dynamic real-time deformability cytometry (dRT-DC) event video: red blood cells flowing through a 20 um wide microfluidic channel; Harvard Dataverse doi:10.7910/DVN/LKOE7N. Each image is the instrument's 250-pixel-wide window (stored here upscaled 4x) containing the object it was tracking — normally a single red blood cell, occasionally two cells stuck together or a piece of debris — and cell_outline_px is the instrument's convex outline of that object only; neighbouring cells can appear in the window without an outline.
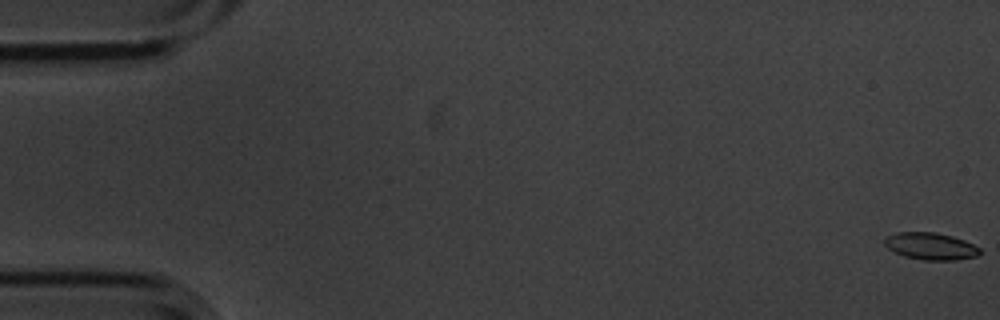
{"species": "common noctule bat (a hibernating species)", "species_latin": "Nyctalus noctula", "temperature_condition": "cold", "stored_images_in_passage": 5, "segment_of_instrument_passage": [2, 2], "camera_frame_rate_fps": 3000, "um_per_image_px": 0.085, "animal": {"sex": "male", "body_mass_g": 20.1, "forearm_length_mm": 53.5}, "frame": {"image": 1, "passage_image": 5, "time_ms": 1.333, "image_size_px": [1000, 320], "cell_outline_px": [[980, 252], [976, 256], [956, 260], [924, 260], [904, 256], [888, 248], [884, 244], [884, 240], [888, 236], [896, 232], [936, 232], [952, 236], [964, 240], [980, 248]], "centroid_in_image_um": [79.1, 20.92], "position_along_channel_um": 5.9, "area_um2": 14.91}}